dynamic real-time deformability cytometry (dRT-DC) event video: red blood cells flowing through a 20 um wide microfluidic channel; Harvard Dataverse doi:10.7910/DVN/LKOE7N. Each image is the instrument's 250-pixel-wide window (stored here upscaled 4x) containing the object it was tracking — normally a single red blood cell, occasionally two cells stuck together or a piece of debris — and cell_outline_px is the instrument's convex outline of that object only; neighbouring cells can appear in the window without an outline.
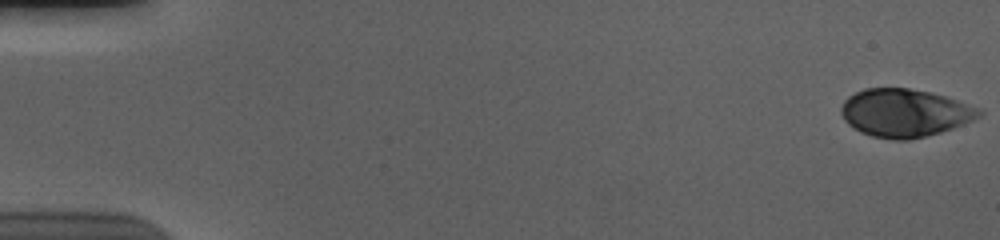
{"species": "human", "species_latin": "Homo sapiens", "temperature_condition": "cold", "stored_images_in_passage": 56, "camera_frame_rate_fps": 3000, "um_per_image_px": 0.085, "donor": {"sex": "male"}, "frame": {"image": 1, "passage_image": 1, "time_ms": 0.0, "image_size_px": [1000, 240], "cell_outline_px": [[984, 112], [980, 116], [972, 120], [952, 128], [940, 132], [908, 140], [892, 140], [872, 136], [860, 132], [848, 124], [844, 120], [840, 112], [840, 108], [844, 100], [848, 96], [864, 88], [908, 88], [928, 92], [944, 96], [956, 100], [976, 108]], "centroid_in_image_um": [76.84, 9.6], "position_along_channel_um": 8.2, "area_um2": 38.26}}
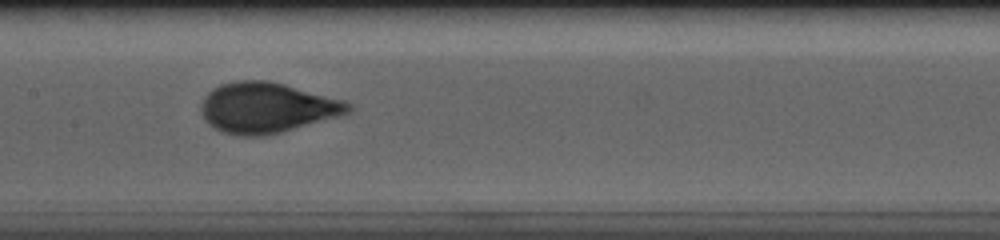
{"frame": {"image": 2, "passage_image": 29, "time_ms": 9.333, "image_size_px": [1000, 240], "cell_outline_px": [[352, 112], [280, 132], [260, 136], [240, 136], [224, 132], [208, 124], [204, 120], [200, 112], [200, 104], [204, 96], [208, 92], [220, 84], [236, 80], [268, 80], [284, 84], [344, 100], [352, 104]], "centroid_in_image_um": [22.65, 9.14], "position_along_channel_um": 184.8, "area_um2": 43.18}}
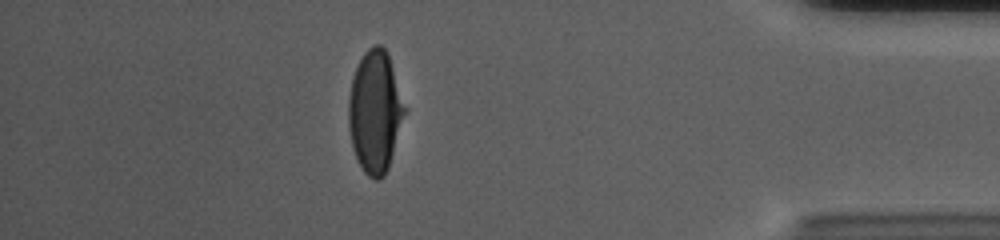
{"frame": {"image": 3, "passage_image": 50, "time_ms": 16.333, "image_size_px": [1000, 240], "cell_outline_px": [[408, 108], [388, 168], [384, 176], [380, 180], [376, 180], [368, 176], [364, 172], [356, 160], [352, 148], [348, 128], [348, 96], [352, 76], [364, 52], [372, 44], [380, 44], [388, 52]], "centroid_in_image_um": [31.89, 9.48], "position_along_channel_um": 403.3, "area_um2": 40.92}, "authors_computed_cell_mechanics": {"area_um2": 41.0091, "velocity_mm_per_s": 3.6794, "shape_relaxation_time_tau1_ms": 3.749, "shape_relaxation_time_tau2_ms": null, "deformation_change_tau1": 0.1682, "deformation_change_tau2": null}}